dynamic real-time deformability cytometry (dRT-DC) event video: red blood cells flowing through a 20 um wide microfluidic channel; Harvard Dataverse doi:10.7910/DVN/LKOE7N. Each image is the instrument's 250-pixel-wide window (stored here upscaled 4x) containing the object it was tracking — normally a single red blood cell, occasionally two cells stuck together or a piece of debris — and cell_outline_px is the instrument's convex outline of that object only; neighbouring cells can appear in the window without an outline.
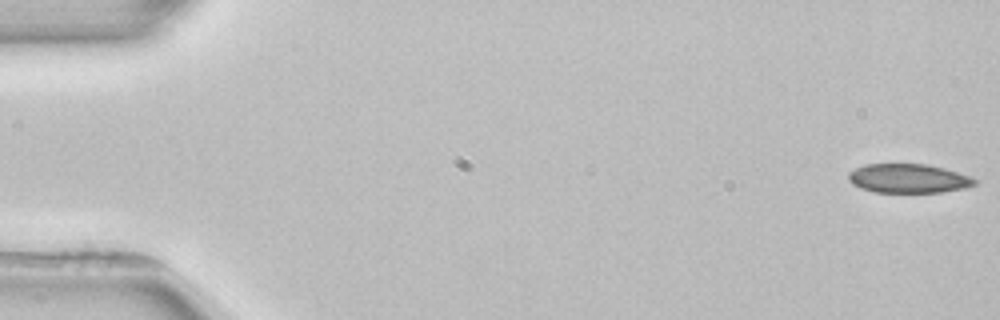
{"species": "common noctule bat (a hibernating species)", "species_latin": "Nyctalus noctula", "temperature_condition": "room temperature", "stored_images_in_passage": 4, "camera_frame_rate_fps": 3000, "um_per_image_px": 0.085, "animal": {"sex": "female", "body_mass_g": 22.7, "forearm_length_mm": 54.2}, "frame": {"image": 1, "passage_image": 1, "time_ms": 0.0, "image_size_px": [1000, 320], "cell_outline_px": [[976, 184], [968, 188], [940, 192], [872, 192], [860, 188], [852, 184], [848, 180], [848, 172], [864, 164], [928, 164], [944, 168], [972, 176], [976, 180]], "centroid_in_image_um": [77.22, 15.17], "position_along_channel_um": 7.8, "area_um2": 21.62}}
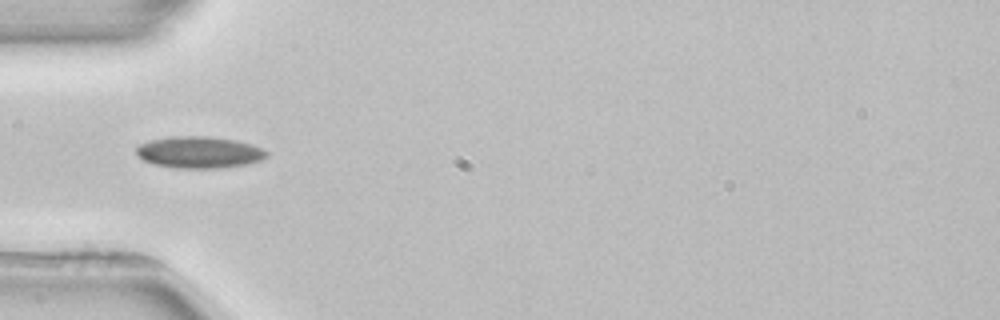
{"frame": {"image": 2, "passage_image": 4, "time_ms": 5.333, "image_size_px": [1000, 320], "cell_outline_px": [[268, 156], [260, 160], [248, 164], [220, 168], [176, 168], [152, 164], [144, 160], [136, 152], [136, 148], [140, 144], [152, 140], [176, 136], [208, 136], [236, 140], [252, 144], [268, 152]], "centroid_in_image_um": [16.96, 12.95], "position_along_channel_um": 68.0, "area_um2": 23.99}}